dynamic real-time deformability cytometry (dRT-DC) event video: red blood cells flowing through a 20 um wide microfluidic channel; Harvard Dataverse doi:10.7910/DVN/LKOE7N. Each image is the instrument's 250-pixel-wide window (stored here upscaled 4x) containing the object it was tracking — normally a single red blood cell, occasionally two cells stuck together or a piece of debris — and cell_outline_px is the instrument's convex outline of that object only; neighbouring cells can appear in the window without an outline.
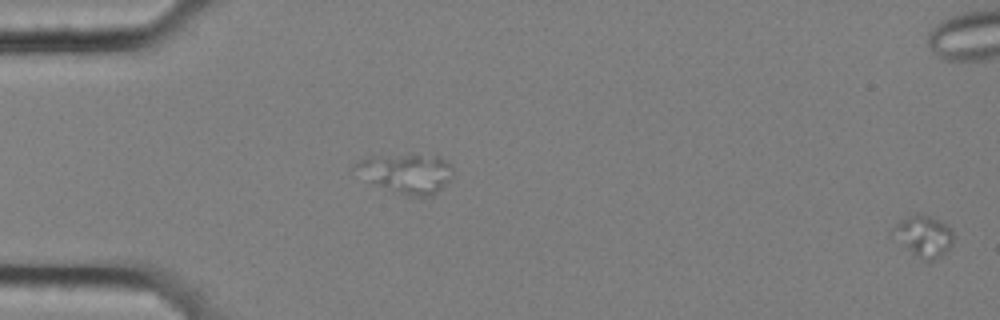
{"species": "common noctule bat (a hibernating species)", "species_latin": "Nyctalus noctula", "temperature_condition": "cold", "stored_images_in_passage": 60, "camera_frame_rate_fps": 3000, "um_per_image_px": 0.085, "animal": {"sex": "female", "body_mass_g": 25.1}, "frame": {"image": 1, "passage_image": 1, "time_ms": 0.0, "image_size_px": [1000, 320], "cell_outline_px": [[952, 244], [936, 260], [928, 260], [916, 252], [892, 228], [896, 224], [908, 216], [920, 212], [940, 220], [948, 224], [952, 232]], "centroid_in_image_um": [78.65, 19.97], "position_along_channel_um": 6.3, "area_um2": 13.18}}